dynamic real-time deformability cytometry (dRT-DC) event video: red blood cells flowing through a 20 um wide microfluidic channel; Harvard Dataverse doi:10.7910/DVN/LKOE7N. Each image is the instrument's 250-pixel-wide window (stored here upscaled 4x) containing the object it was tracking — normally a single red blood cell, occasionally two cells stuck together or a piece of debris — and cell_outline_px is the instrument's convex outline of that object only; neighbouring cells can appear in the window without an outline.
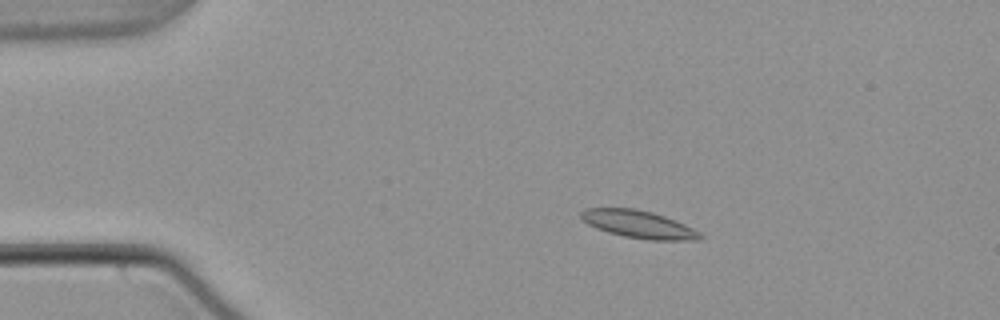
{"species": "common noctule bat (a hibernating species)", "species_latin": "Nyctalus noctula", "temperature_condition": "warm", "stored_images_in_passage": 56, "camera_frame_rate_fps": 3000, "um_per_image_px": 0.085, "animal": {"sex": "male", "body_mass_g": 21.5, "forearm_length_mm": 52.0}, "frame": {"image": 1, "passage_image": 12, "time_ms": 3.667, "image_size_px": [1000, 320], "cell_outline_px": [[704, 236], [700, 240], [648, 240], [624, 236], [608, 232], [596, 228], [580, 220], [580, 212], [584, 208], [636, 208], [652, 212], [664, 216], [684, 224], [700, 232]], "centroid_in_image_um": [54.26, 19.06], "position_along_channel_um": 30.7, "area_um2": 19.25}}
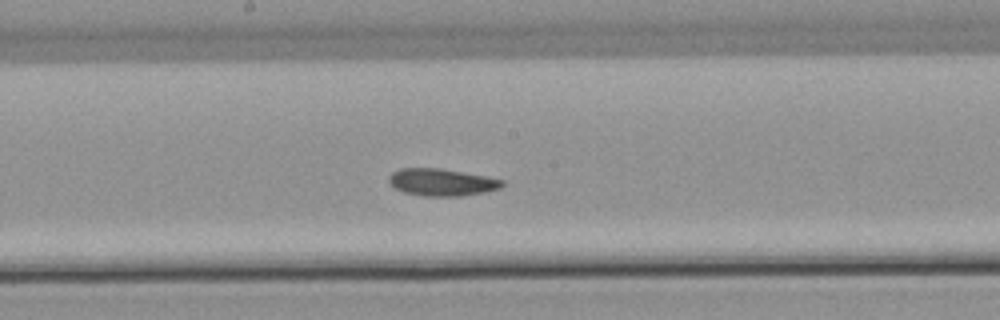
{"frame": {"image": 2, "passage_image": 31, "time_ms": 10.0, "image_size_px": [1000, 320], "cell_outline_px": [[504, 184], [500, 188], [484, 192], [460, 196], [424, 196], [404, 192], [396, 188], [388, 180], [388, 176], [392, 172], [400, 168], [440, 168], [484, 176], [504, 180]], "centroid_in_image_um": [37.53, 15.49], "position_along_channel_um": 210.7, "area_um2": 17.8}}
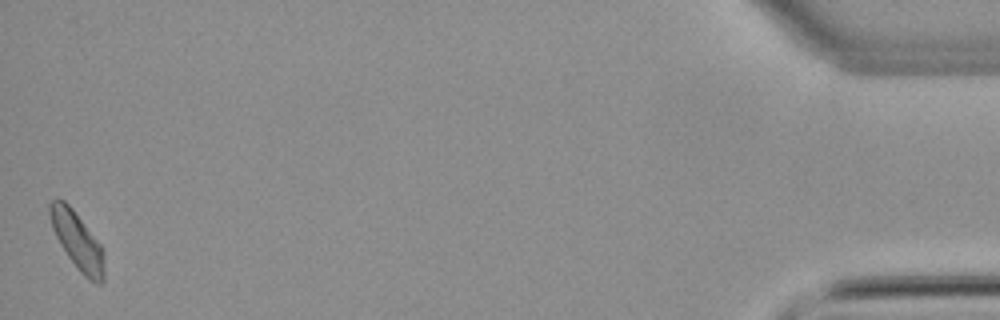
{"frame": {"image": 3, "passage_image": 56, "time_ms": 18.333, "image_size_px": [1000, 320], "cell_outline_px": [[104, 280], [100, 284], [96, 284], [88, 280], [80, 272], [68, 256], [60, 244], [52, 228], [48, 212], [48, 204], [52, 200], [64, 200], [72, 208], [100, 244], [104, 256]], "centroid_in_image_um": [6.57, 20.49], "position_along_channel_um": 428.6, "area_um2": 18.03}}